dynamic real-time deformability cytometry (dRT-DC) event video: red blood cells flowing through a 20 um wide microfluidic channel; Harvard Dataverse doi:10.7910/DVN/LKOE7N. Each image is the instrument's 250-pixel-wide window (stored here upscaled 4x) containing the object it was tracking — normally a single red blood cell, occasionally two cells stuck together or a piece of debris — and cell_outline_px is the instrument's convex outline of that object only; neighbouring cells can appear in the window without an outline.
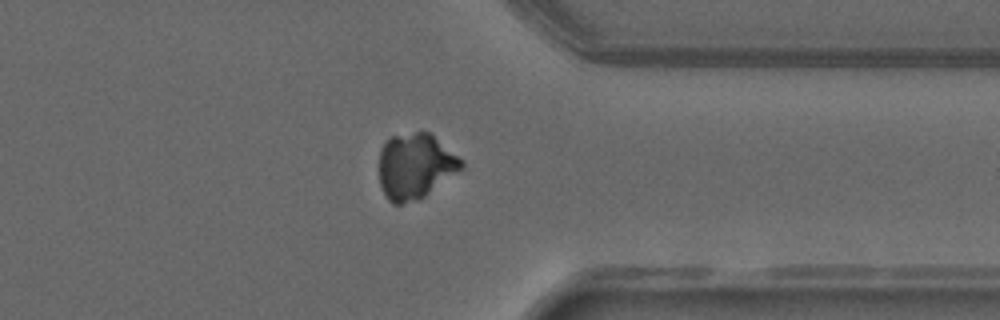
{"species": "common noctule bat (a hibernating species)", "species_latin": "Nyctalus noctula", "temperature_condition": "warm", "stored_images_in_passage": 52, "camera_frame_rate_fps": 3000, "um_per_image_px": 0.085, "animal": {"sex": "male", "forearm_length_mm": 52.5}, "frame": {"image": 1, "passage_image": 40, "time_ms": 13.0, "image_size_px": [1000, 320], "cell_outline_px": [[464, 168], [424, 196], [416, 200], [400, 204], [392, 204], [388, 200], [380, 184], [380, 148], [388, 136], [416, 132], [428, 132], [464, 160]], "centroid_in_image_um": [35.3, 14.11], "position_along_channel_um": 376.1, "area_um2": 31.39}}
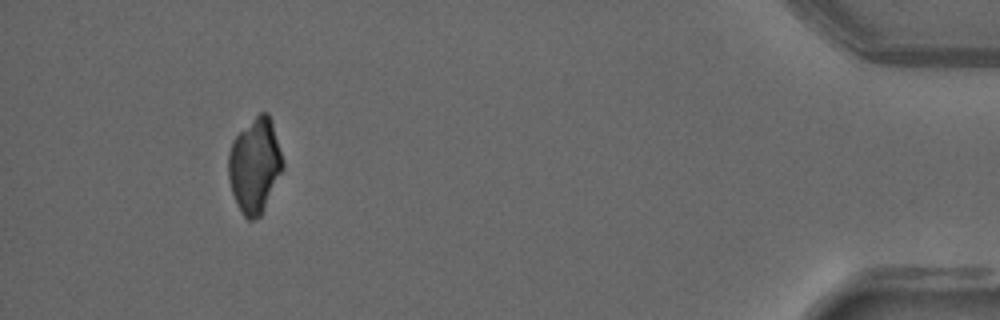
{"frame": {"image": 2, "passage_image": 48, "time_ms": 15.667, "image_size_px": [1000, 320], "cell_outline_px": [[284, 168], [260, 216], [252, 220], [248, 220], [240, 212], [232, 192], [228, 180], [228, 152], [232, 140], [260, 112], [268, 112], [272, 120], [284, 160]], "centroid_in_image_um": [21.66, 14.06], "position_along_channel_um": 413.5, "area_um2": 30.11}}